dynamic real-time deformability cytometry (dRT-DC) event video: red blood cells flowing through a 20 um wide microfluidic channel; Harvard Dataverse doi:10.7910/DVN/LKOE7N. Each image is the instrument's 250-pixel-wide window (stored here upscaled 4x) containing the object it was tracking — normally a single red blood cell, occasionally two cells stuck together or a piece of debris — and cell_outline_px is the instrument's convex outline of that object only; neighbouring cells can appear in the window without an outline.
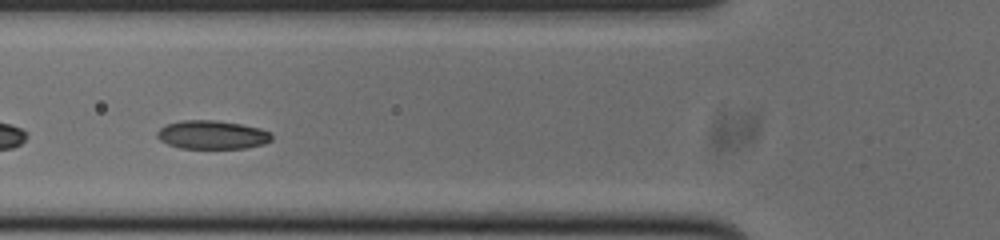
{"species": "common noctule bat (a hibernating species)", "species_latin": "Nyctalus noctula", "temperature_condition": "cold", "stored_images_in_passage": 46, "camera_frame_rate_fps": 3000, "um_per_image_px": 0.085, "animal": {"sex": "male", "body_mass_g": 20.0, "forearm_length_mm": 53.3}, "frame": {"image": 1, "passage_image": 12, "time_ms": 3.667, "image_size_px": [1000, 240], "cell_outline_px": [[272, 140], [264, 144], [244, 148], [180, 148], [168, 144], [160, 140], [156, 136], [156, 132], [160, 128], [168, 124], [180, 120], [216, 120], [240, 124], [260, 128], [272, 132]], "centroid_in_image_um": [18.04, 11.45], "position_along_channel_um": 107.8, "area_um2": 19.13}}
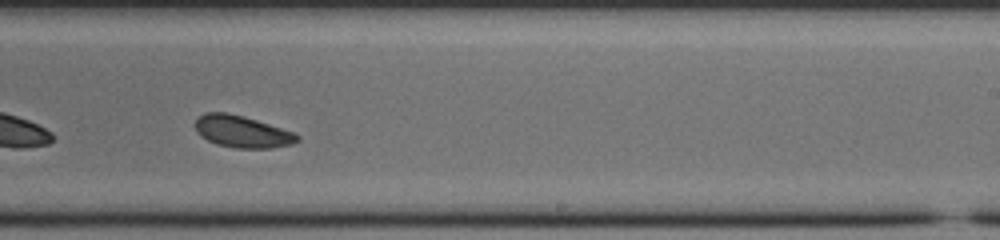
{"frame": {"image": 2, "passage_image": 25, "time_ms": 8.0, "image_size_px": [1000, 240], "cell_outline_px": [[300, 140], [292, 144], [268, 148], [236, 148], [216, 144], [200, 136], [196, 132], [196, 120], [204, 112], [228, 112], [244, 116], [292, 132], [300, 136]], "centroid_in_image_um": [20.55, 11.18], "position_along_channel_um": 268.4, "area_um2": 18.84}}
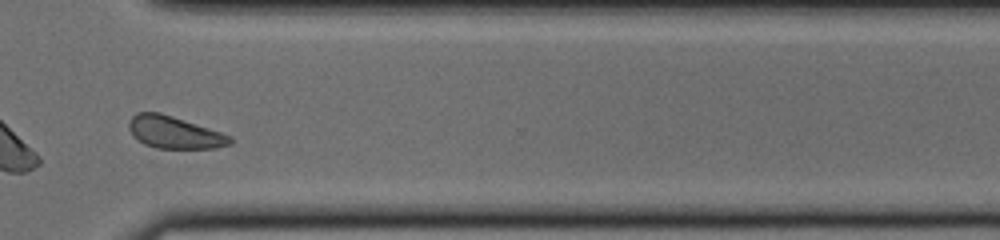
{"frame": {"image": 3, "passage_image": 32, "time_ms": 10.333, "image_size_px": [1000, 240], "cell_outline_px": [[236, 140], [232, 144], [216, 148], [156, 148], [144, 144], [132, 136], [128, 128], [128, 124], [132, 116], [136, 112], [160, 112], [232, 136]], "centroid_in_image_um": [14.83, 11.26], "position_along_channel_um": 355.8, "area_um2": 19.07}, "authors_computed_cell_mechanics": {"area_um2": 18.9295, "velocity_mm_per_s": 3.7176, "shape_relaxation_time_tau1_ms": 2.9886, "shape_relaxation_time_tau2_ms": null, "deformation_change_tau1": 0.1119, "deformation_change_tau2": null}}